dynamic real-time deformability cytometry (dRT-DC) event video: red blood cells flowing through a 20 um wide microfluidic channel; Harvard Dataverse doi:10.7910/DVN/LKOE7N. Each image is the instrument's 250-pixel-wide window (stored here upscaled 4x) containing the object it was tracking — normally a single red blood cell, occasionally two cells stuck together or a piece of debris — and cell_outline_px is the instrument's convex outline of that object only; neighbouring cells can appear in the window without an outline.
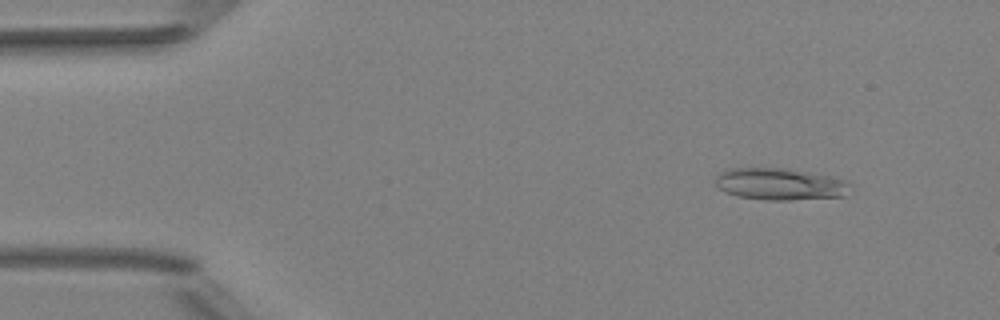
{"species": "Egyptian fruit bat (a non-hibernating species)", "species_latin": "Rousettus aegyptiacus", "temperature_condition": "room temperature", "stored_images_in_passage": 51, "camera_frame_rate_fps": 3000, "um_per_image_px": 0.085, "animal": {"sex": "female"}, "frame": {"image": 1, "passage_image": 6, "time_ms": 1.667, "image_size_px": [1000, 320], "cell_outline_px": [[848, 184], [844, 196], [792, 200], [768, 200], [736, 196], [720, 188], [716, 184], [716, 176], [720, 172], [728, 168], [788, 168], [832, 176], [848, 180]], "centroid_in_image_um": [66.29, 15.63], "position_along_channel_um": 18.7, "area_um2": 24.97}}
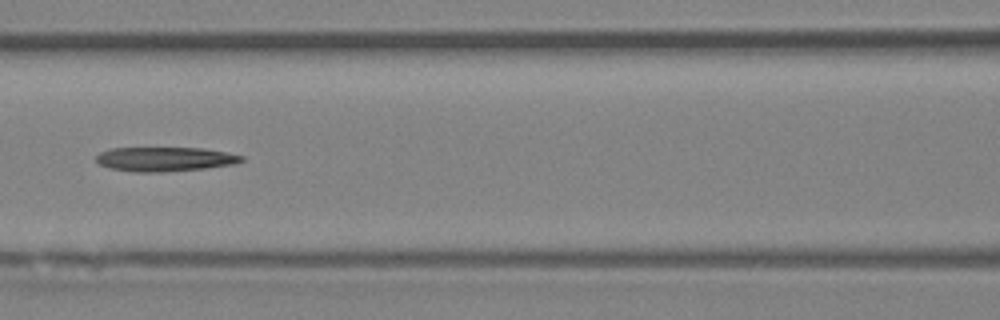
{"frame": {"image": 2, "passage_image": 23, "time_ms": 7.333, "image_size_px": [1000, 320], "cell_outline_px": [[244, 160], [232, 164], [204, 168], [160, 172], [132, 172], [108, 168], [100, 164], [96, 160], [96, 156], [100, 152], [112, 148], [204, 148], [244, 156]], "centroid_in_image_um": [13.97, 13.52], "position_along_channel_um": 152.6, "area_um2": 20.46}}
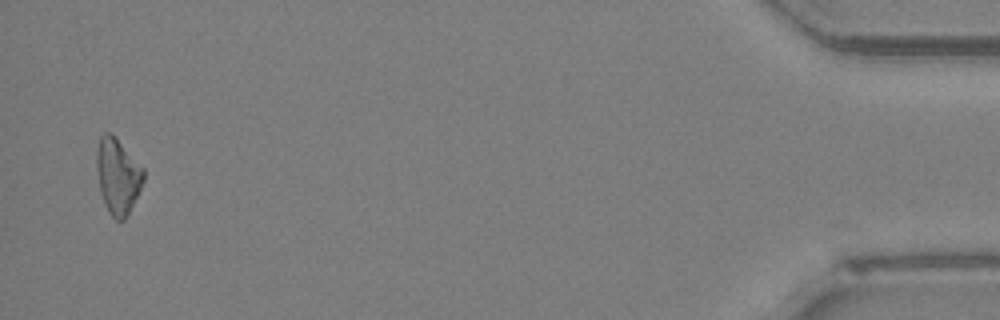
{"frame": {"image": 3, "passage_image": 50, "time_ms": 16.333, "image_size_px": [1000, 320], "cell_outline_px": [[144, 180], [128, 216], [124, 220], [116, 220], [108, 212], [100, 192], [96, 168], [96, 152], [100, 136], [104, 132], [112, 132], [144, 168]], "centroid_in_image_um": [10.0, 14.94], "position_along_channel_um": 425.2, "area_um2": 20.92}}